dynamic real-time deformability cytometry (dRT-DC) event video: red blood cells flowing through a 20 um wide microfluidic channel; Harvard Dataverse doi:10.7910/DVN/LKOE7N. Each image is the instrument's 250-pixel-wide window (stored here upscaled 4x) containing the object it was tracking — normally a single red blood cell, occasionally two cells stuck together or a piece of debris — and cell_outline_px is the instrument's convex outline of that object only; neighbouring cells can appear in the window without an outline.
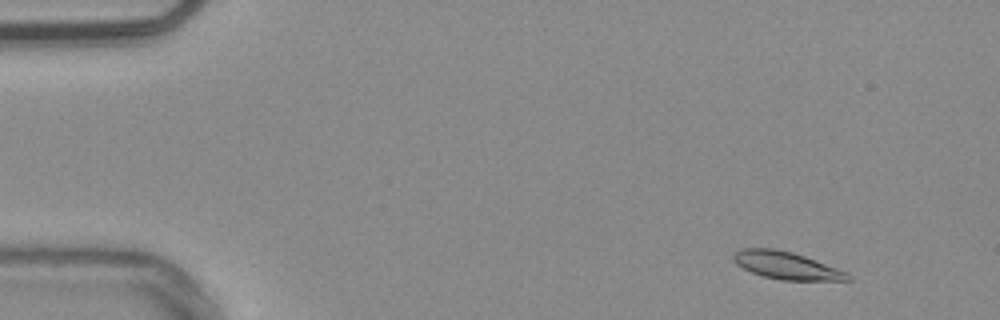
{"species": "common noctule bat (a hibernating species)", "species_latin": "Nyctalus noctula", "temperature_condition": "warm", "stored_images_in_passage": 46, "camera_frame_rate_fps": 3000, "um_per_image_px": 0.085, "animal": {"sex": "male", "body_mass_g": 20.4}, "frame": {"image": 1, "passage_image": 4, "time_ms": 1.0, "image_size_px": [1000, 320], "cell_outline_px": [[852, 280], [780, 280], [764, 276], [752, 272], [736, 264], [732, 260], [732, 252], [740, 248], [776, 248], [792, 252], [804, 256], [848, 272], [852, 276]], "centroid_in_image_um": [66.81, 22.55], "position_along_channel_um": 18.2, "area_um2": 18.38}}
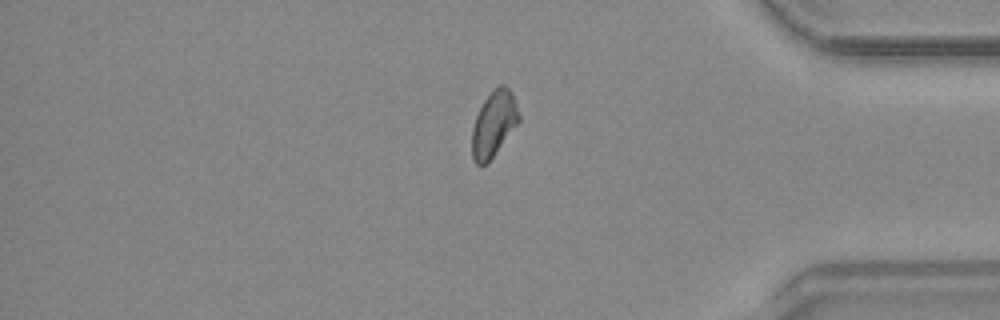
{"frame": {"image": 2, "passage_image": 37, "time_ms": 12.0, "image_size_px": [1000, 320], "cell_outline_px": [[520, 120], [488, 164], [480, 168], [476, 164], [472, 156], [472, 128], [476, 116], [484, 100], [500, 84], [504, 84], [512, 92], [520, 116]], "centroid_in_image_um": [41.96, 10.58], "position_along_channel_um": 393.2, "area_um2": 17.92}}
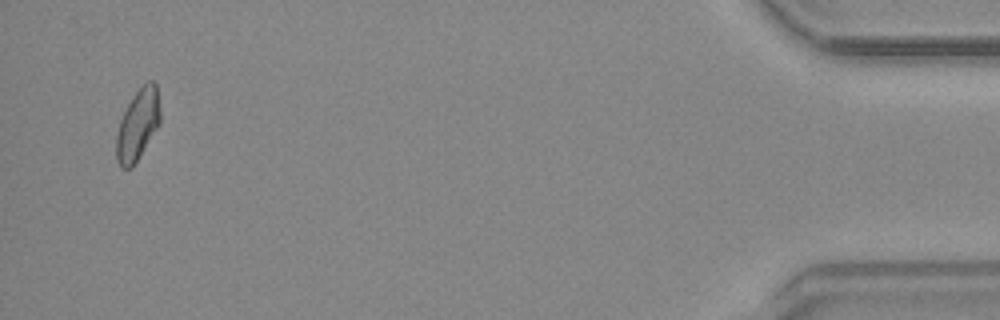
{"frame": {"image": 3, "passage_image": 44, "time_ms": 14.333, "image_size_px": [1000, 320], "cell_outline_px": [[160, 124], [132, 168], [120, 168], [116, 160], [116, 136], [120, 120], [128, 104], [136, 92], [148, 80], [152, 80], [156, 84], [160, 112]], "centroid_in_image_um": [11.7, 10.63], "position_along_channel_um": 423.5, "area_um2": 18.03}, "authors_computed_cell_mechanics": {"area_um2": 17.9758, "velocity_mm_per_s": 3.7793, "shape_relaxation_time_tau1_ms": null, "shape_relaxation_time_tau2_ms": 2.1463, "deformation_change_tau1": null, "deformation_change_tau2": 0.0535}}